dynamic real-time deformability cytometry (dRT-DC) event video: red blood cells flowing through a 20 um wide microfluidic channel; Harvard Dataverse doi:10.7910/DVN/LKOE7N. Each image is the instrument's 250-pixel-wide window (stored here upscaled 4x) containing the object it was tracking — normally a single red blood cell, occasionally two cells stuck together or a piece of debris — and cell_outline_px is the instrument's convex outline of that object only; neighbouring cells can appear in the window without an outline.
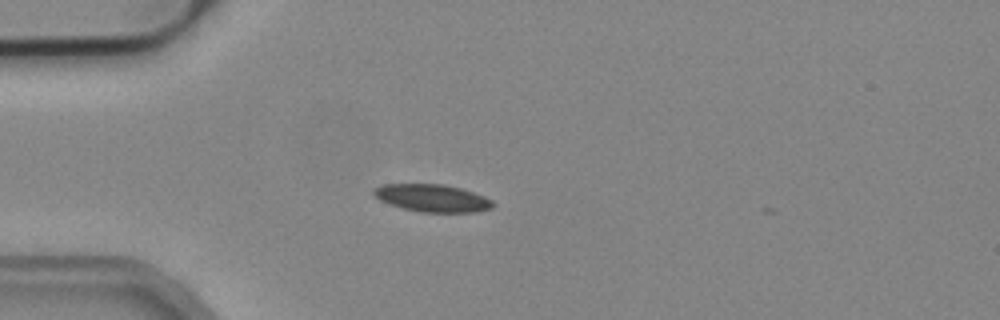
{"species": "common noctule bat (a hibernating species)", "species_latin": "Nyctalus noctula", "temperature_condition": "cold", "stored_images_in_passage": 40, "camera_frame_rate_fps": 3000, "um_per_image_px": 0.085, "animal": {"sex": "male", "body_mass_g": 19.2, "forearm_length_mm": 51.8}, "frame": {"image": 1, "passage_image": 1, "time_ms": 0.0, "image_size_px": [1000, 320], "cell_outline_px": [[496, 204], [492, 208], [476, 212], [420, 212], [388, 204], [380, 200], [372, 192], [372, 188], [380, 184], [444, 184], [460, 188], [484, 196], [492, 200]], "centroid_in_image_um": [36.73, 16.83], "position_along_channel_um": 48.3, "area_um2": 19.19}}
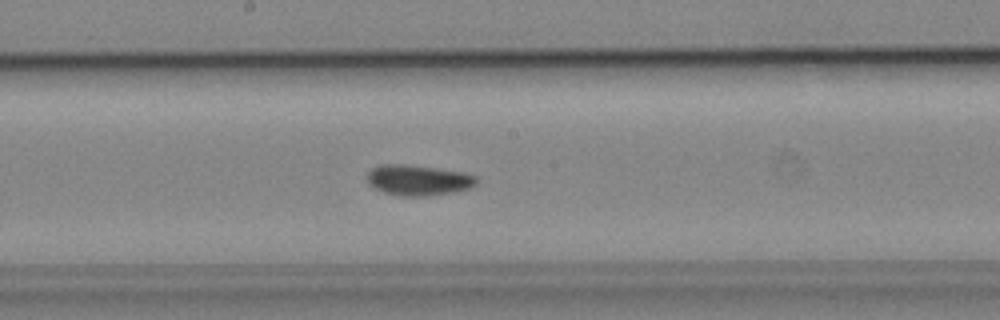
{"frame": {"image": 2, "passage_image": 15, "time_ms": 4.667, "image_size_px": [1000, 320], "cell_outline_px": [[480, 180], [472, 188], [452, 192], [428, 196], [400, 196], [384, 192], [372, 188], [368, 184], [368, 172], [372, 168], [380, 164], [404, 164], [464, 172], [476, 176]], "centroid_in_image_um": [35.56, 15.32], "position_along_channel_um": 212.6, "area_um2": 19.65}}
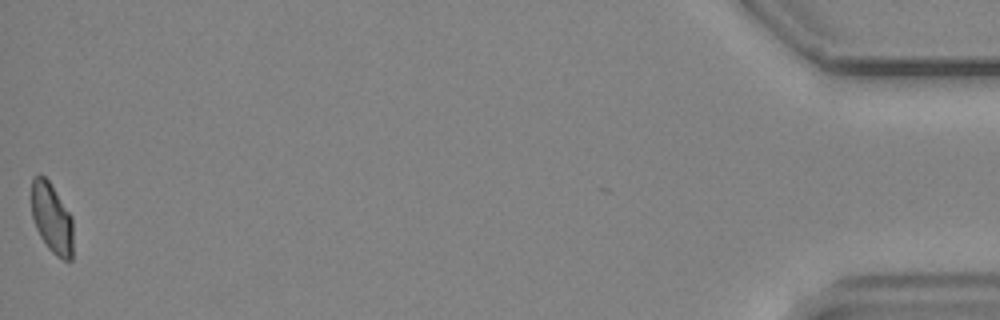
{"frame": {"image": 3, "passage_image": 40, "time_ms": 13.0, "image_size_px": [1000, 320], "cell_outline_px": [[72, 260], [64, 260], [56, 256], [48, 248], [40, 236], [36, 228], [32, 216], [32, 176], [40, 172], [48, 180], [72, 216]], "centroid_in_image_um": [4.39, 18.53], "position_along_channel_um": 430.8, "area_um2": 17.05}, "authors_computed_cell_mechanics": {"area_um2": 18.4382, "velocity_mm_per_s": 3.8563, "shape_relaxation_time_tau1_ms": 3.6324, "shape_relaxation_time_tau2_ms": 4.2399, "deformation_change_tau1": 0.1006, "deformation_change_tau2": 0.0873}}